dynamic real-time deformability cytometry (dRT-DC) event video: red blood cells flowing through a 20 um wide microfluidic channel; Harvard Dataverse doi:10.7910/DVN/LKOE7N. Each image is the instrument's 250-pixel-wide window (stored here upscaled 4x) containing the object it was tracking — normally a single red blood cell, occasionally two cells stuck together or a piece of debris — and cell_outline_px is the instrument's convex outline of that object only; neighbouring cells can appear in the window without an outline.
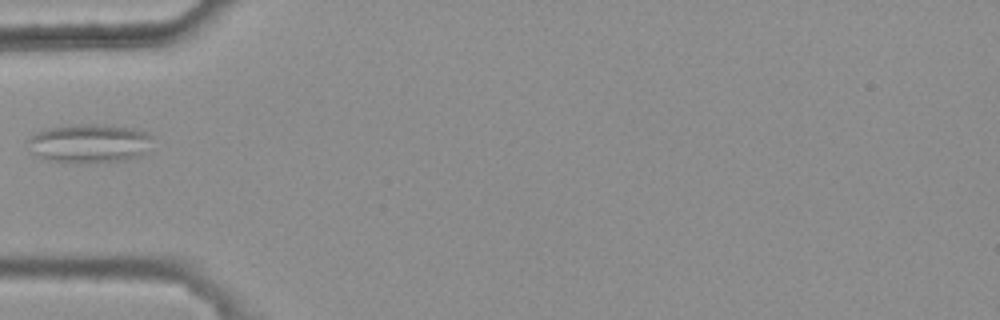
{"species": "common noctule bat (a hibernating species)", "species_latin": "Nyctalus noctula", "temperature_condition": "warm", "stored_images_in_passage": 5, "camera_frame_rate_fps": 3000, "um_per_image_px": 0.085, "animal": {"sex": "female", "body_mass_g": 25.1}, "frame": {"image": 1, "passage_image": 4, "time_ms": 1.0, "image_size_px": [1000, 320], "cell_outline_px": [[152, 136], [148, 152], [144, 156], [124, 160], [92, 164], [72, 164], [40, 160], [28, 152], [28, 140], [36, 132], [44, 128], [76, 124], [104, 124], [132, 128], [148, 132]], "centroid_in_image_um": [7.55, 12.23], "position_along_channel_um": 77.4, "area_um2": 29.59}}
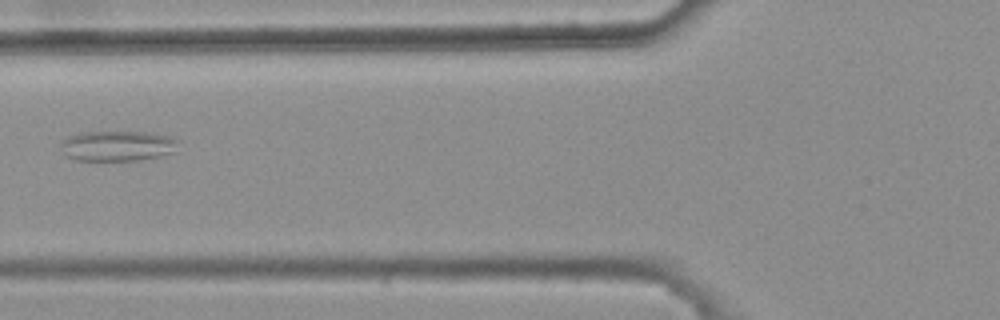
{"frame": {"image": 2, "passage_image": 5, "time_ms": 1.333, "image_size_px": [1000, 320], "cell_outline_px": [[180, 140], [176, 152], [160, 156], [136, 160], [76, 160], [68, 156], [64, 152], [60, 144], [60, 140], [68, 136], [80, 132], [148, 132], [172, 136]], "centroid_in_image_um": [10.04, 12.38], "position_along_channel_um": 115.8, "area_um2": 20.98}}